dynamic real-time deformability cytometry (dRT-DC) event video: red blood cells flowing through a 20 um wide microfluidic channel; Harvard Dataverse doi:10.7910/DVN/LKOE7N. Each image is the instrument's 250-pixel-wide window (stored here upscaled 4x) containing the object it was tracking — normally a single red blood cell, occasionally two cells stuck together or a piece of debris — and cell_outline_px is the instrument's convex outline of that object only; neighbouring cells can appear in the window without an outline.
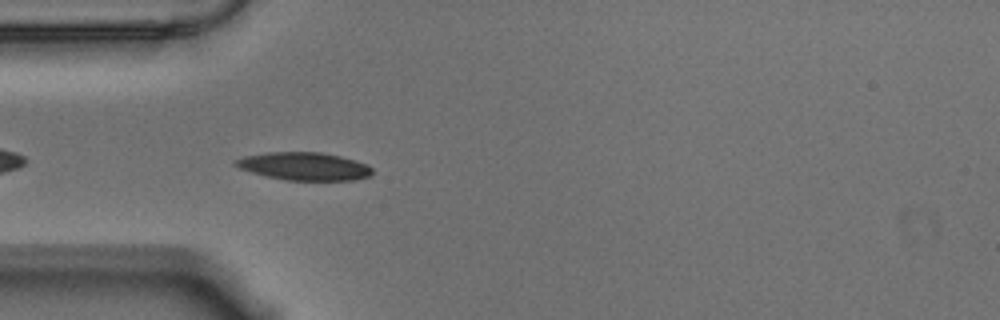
{"species": "Egyptian fruit bat (a non-hibernating species)", "species_latin": "Rousettus aegyptiacus", "temperature_condition": "warm", "stored_images_in_passage": 43, "camera_frame_rate_fps": 3000, "um_per_image_px": 0.085, "animal": {"sex": "male"}, "frame": {"image": 1, "passage_image": 3, "time_ms": 0.667, "image_size_px": [1000, 320], "cell_outline_px": [[372, 172], [368, 176], [352, 180], [284, 180], [252, 172], [240, 168], [232, 164], [232, 160], [244, 156], [268, 152], [320, 152], [340, 156], [356, 160], [368, 164], [372, 168]], "centroid_in_image_um": [25.83, 14.12], "position_along_channel_um": 59.2, "area_um2": 22.2}}
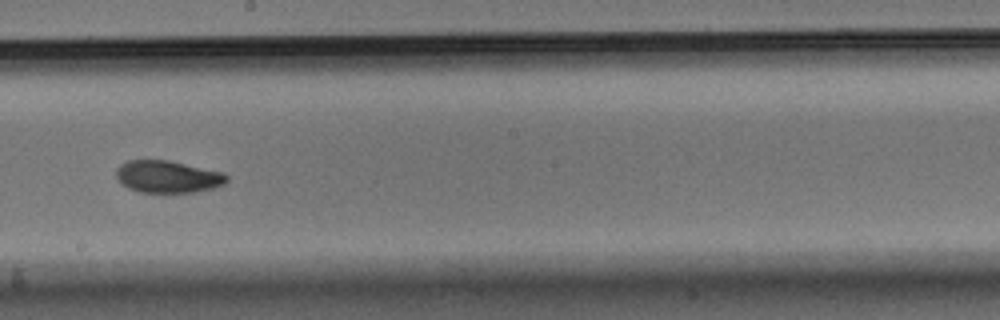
{"frame": {"image": 2, "passage_image": 18, "time_ms": 5.667, "image_size_px": [1000, 320], "cell_outline_px": [[228, 180], [224, 184], [212, 188], [196, 192], [140, 192], [128, 188], [116, 176], [116, 168], [120, 164], [128, 160], [168, 160], [224, 172], [228, 176]], "centroid_in_image_um": [14.27, 15.01], "position_along_channel_um": 233.9, "area_um2": 20.69}}
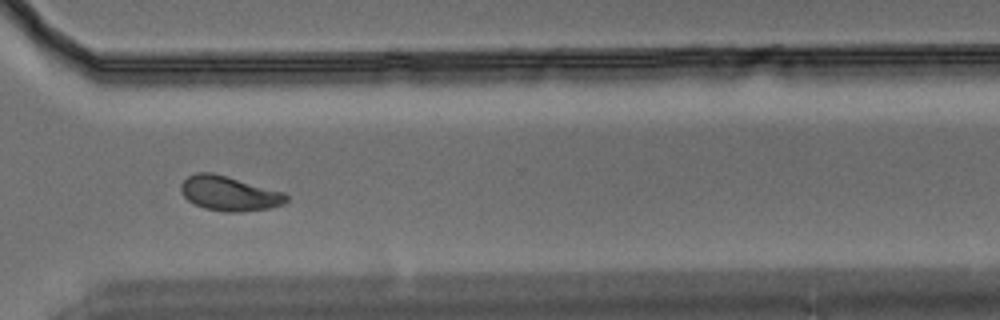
{"frame": {"image": 3, "passage_image": 28, "time_ms": 9.0, "image_size_px": [1000, 320], "cell_outline_px": [[288, 200], [284, 204], [268, 208], [240, 212], [224, 212], [204, 208], [188, 200], [180, 192], [180, 184], [188, 176], [196, 172], [212, 172], [284, 192], [288, 196]], "centroid_in_image_um": [19.47, 16.44], "position_along_channel_um": 351.1, "area_um2": 21.27}, "authors_computed_cell_mechanics": {"area_um2": 21.2704, "velocity_mm_per_s": 3.5184, "shape_relaxation_time_tau1_ms": 3.8605, "shape_relaxation_time_tau2_ms": 2.687, "deformation_change_tau1": 0.1405, "deformation_change_tau2": 0.0671}}